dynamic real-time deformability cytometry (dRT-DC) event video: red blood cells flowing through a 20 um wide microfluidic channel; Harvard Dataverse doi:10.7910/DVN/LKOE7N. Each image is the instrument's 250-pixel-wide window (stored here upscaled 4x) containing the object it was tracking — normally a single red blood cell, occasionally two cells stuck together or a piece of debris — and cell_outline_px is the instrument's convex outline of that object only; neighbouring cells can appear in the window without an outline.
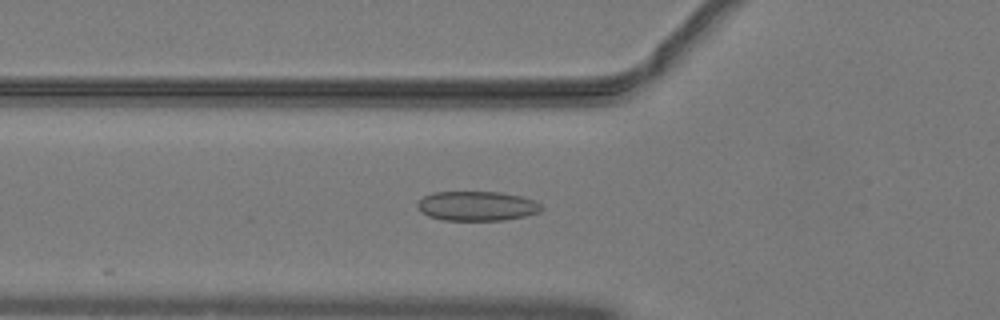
{"species": "common noctule bat (a hibernating species)", "species_latin": "Nyctalus noctula", "temperature_condition": "warm", "stored_images_in_passage": 35, "camera_frame_rate_fps": 3000, "um_per_image_px": 0.085, "animal": {"sex": "male", "body_mass_g": 19.2, "forearm_length_mm": 51.8}, "frame": {"image": 1, "passage_image": 19, "time_ms": 6.0, "image_size_px": [1000, 320], "cell_outline_px": [[544, 208], [540, 212], [524, 216], [504, 220], [444, 220], [428, 216], [420, 212], [416, 208], [416, 204], [424, 196], [432, 192], [500, 192], [520, 196], [536, 200]], "centroid_in_image_um": [40.53, 17.51], "position_along_channel_um": 85.3, "area_um2": 21.5}}
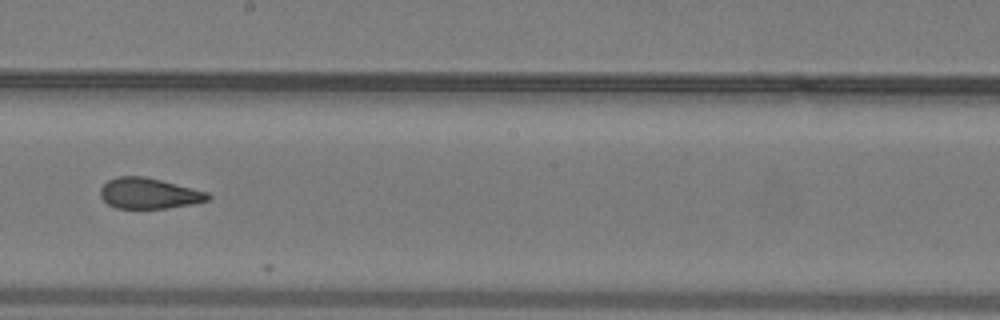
{"frame": {"image": 2, "passage_image": 30, "time_ms": 9.667, "image_size_px": [1000, 320], "cell_outline_px": [[212, 196], [208, 200], [192, 204], [168, 208], [116, 208], [108, 204], [100, 196], [100, 188], [108, 180], [116, 176], [144, 176], [208, 192]], "centroid_in_image_um": [12.64, 16.43], "position_along_channel_um": 235.6, "area_um2": 19.19}}
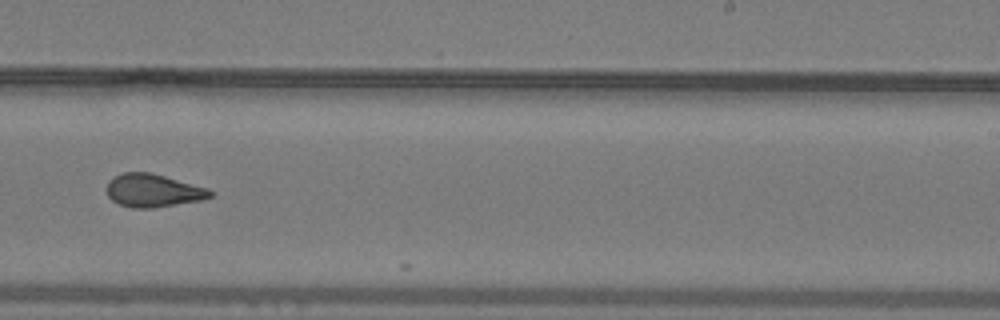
{"frame": {"image": 3, "passage_image": 33, "time_ms": 10.667, "image_size_px": [1000, 320], "cell_outline_px": [[212, 196], [200, 200], [152, 208], [132, 208], [120, 204], [112, 200], [108, 196], [108, 180], [112, 176], [120, 172], [152, 172], [208, 188], [212, 192]], "centroid_in_image_um": [12.98, 16.18], "position_along_channel_um": 276.0, "area_um2": 19.94}}